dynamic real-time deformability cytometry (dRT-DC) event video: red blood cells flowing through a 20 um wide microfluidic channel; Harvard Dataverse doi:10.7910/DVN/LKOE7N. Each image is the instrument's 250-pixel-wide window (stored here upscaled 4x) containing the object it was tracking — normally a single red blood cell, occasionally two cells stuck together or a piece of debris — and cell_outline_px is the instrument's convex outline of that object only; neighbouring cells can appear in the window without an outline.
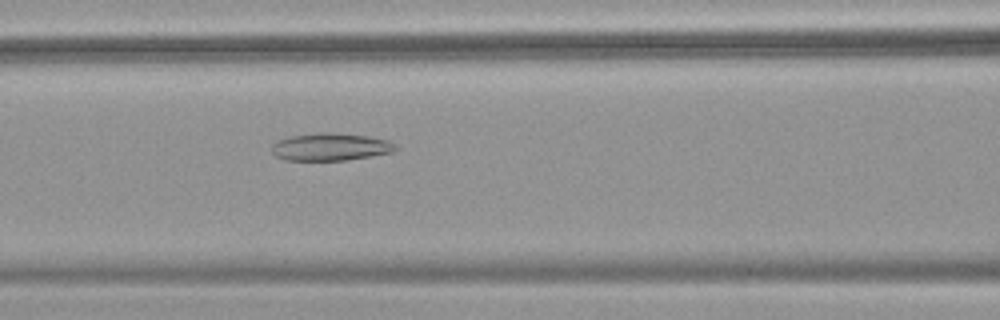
{"species": "common noctule bat (a hibernating species)", "species_latin": "Nyctalus noctula", "temperature_condition": "warm", "stored_images_in_passage": 55, "camera_frame_rate_fps": 3000, "um_per_image_px": 0.085, "animal": {"sex": "female", "body_mass_g": 18.4}, "frame": {"image": 1, "passage_image": 24, "time_ms": 7.667, "image_size_px": [1000, 320], "cell_outline_px": [[400, 148], [392, 152], [372, 156], [348, 160], [284, 160], [276, 156], [272, 152], [272, 144], [276, 140], [288, 136], [320, 132], [332, 132], [368, 136], [388, 140]], "centroid_in_image_um": [28.08, 12.48], "position_along_channel_um": 138.5, "area_um2": 20.11}}
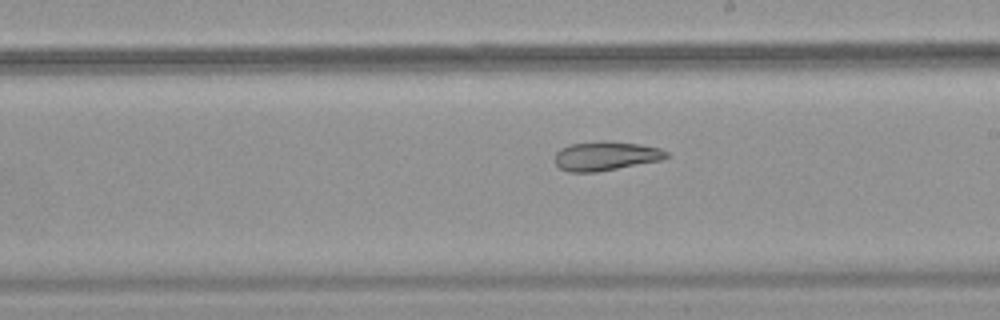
{"frame": {"image": 2, "passage_image": 32, "time_ms": 10.333, "image_size_px": [1000, 320], "cell_outline_px": [[668, 156], [660, 160], [596, 172], [568, 172], [560, 168], [552, 160], [556, 152], [560, 148], [568, 144], [600, 140], [608, 140], [640, 144], [660, 148], [668, 152]], "centroid_in_image_um": [51.42, 13.24], "position_along_channel_um": 237.6, "area_um2": 19.19}}
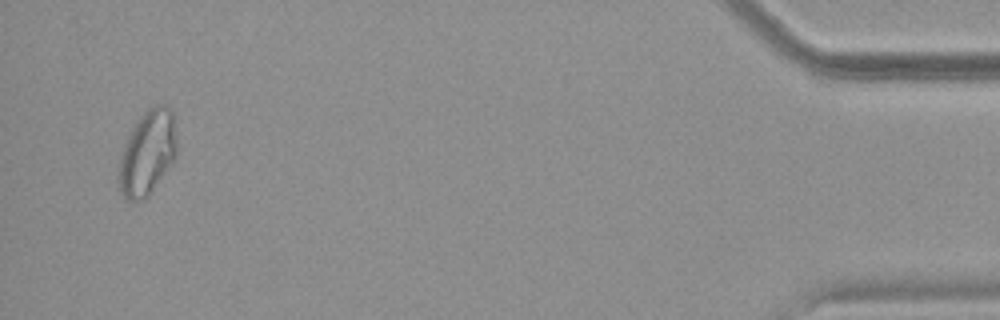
{"frame": {"image": 3, "passage_image": 53, "time_ms": 17.333, "image_size_px": [1000, 320], "cell_outline_px": [[176, 156], [148, 196], [132, 204], [120, 192], [116, 180], [116, 172], [120, 156], [128, 136], [136, 120], [148, 108], [156, 104], [168, 104], [172, 108], [176, 140]], "centroid_in_image_um": [12.49, 12.99], "position_along_channel_um": 422.7, "area_um2": 29.02}, "authors_computed_cell_mechanics": {"area_um2": 25.0274, "velocity_mm_per_s": 3.7319, "shape_relaxation_time_tau1_ms": null, "shape_relaxation_time_tau2_ms": 3.9655, "deformation_change_tau1": null, "deformation_change_tau2": 0.1164}}